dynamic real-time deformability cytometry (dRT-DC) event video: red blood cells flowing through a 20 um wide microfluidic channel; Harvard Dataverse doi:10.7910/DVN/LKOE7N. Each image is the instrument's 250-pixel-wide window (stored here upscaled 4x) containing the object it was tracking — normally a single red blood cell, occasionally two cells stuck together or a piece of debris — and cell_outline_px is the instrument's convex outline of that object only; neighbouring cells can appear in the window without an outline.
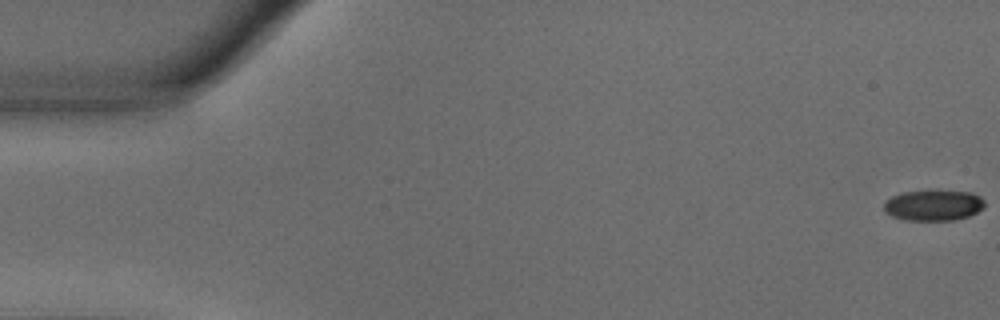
{"species": "common noctule bat (a hibernating species)", "species_latin": "Nyctalus noctula", "temperature_condition": "warm", "stored_images_in_passage": 12, "camera_frame_rate_fps": 3000, "um_per_image_px": 0.085, "animal": {"sex": "male", "body_mass_g": 18.8}, "frame": {"image": 1, "passage_image": 1, "time_ms": 0.0, "image_size_px": [1000, 320], "cell_outline_px": [[984, 208], [968, 216], [952, 220], [904, 220], [892, 216], [884, 212], [884, 200], [900, 192], [972, 192], [980, 196], [984, 200]], "centroid_in_image_um": [79.31, 17.47], "position_along_channel_um": 5.7, "area_um2": 17.8}}